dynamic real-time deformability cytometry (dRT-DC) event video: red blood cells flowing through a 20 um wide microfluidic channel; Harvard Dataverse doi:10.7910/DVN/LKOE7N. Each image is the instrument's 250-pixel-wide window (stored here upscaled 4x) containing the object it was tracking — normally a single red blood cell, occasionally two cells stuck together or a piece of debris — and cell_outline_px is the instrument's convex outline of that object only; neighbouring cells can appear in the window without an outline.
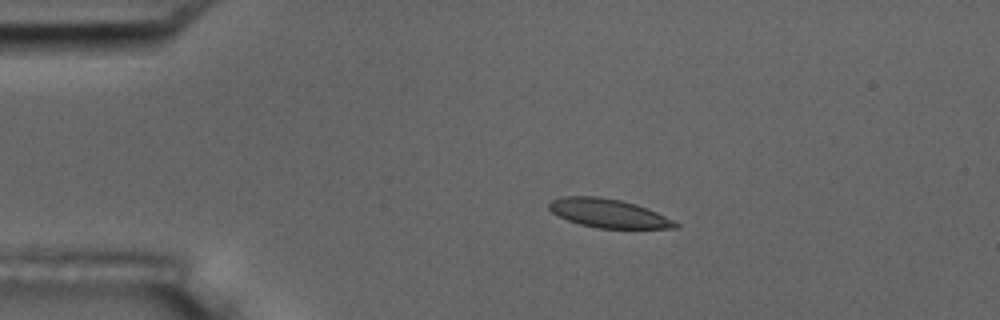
{"species": "common noctule bat (a hibernating species)", "species_latin": "Nyctalus noctula", "temperature_condition": "room temperature", "stored_images_in_passage": 5, "camera_frame_rate_fps": 3000, "um_per_image_px": 0.085, "animal": {"sex": "male", "body_mass_g": 17.5, "forearm_length_mm": 52.3}, "frame": {"image": 1, "passage_image": 3, "time_ms": 3.0, "image_size_px": [1000, 320], "cell_outline_px": [[680, 228], [596, 228], [580, 224], [568, 220], [552, 212], [548, 208], [548, 204], [552, 200], [564, 196], [600, 196], [620, 200], [636, 204], [648, 208], [680, 224]], "centroid_in_image_um": [51.72, 18.12], "position_along_channel_um": 33.3, "area_um2": 21.04}}
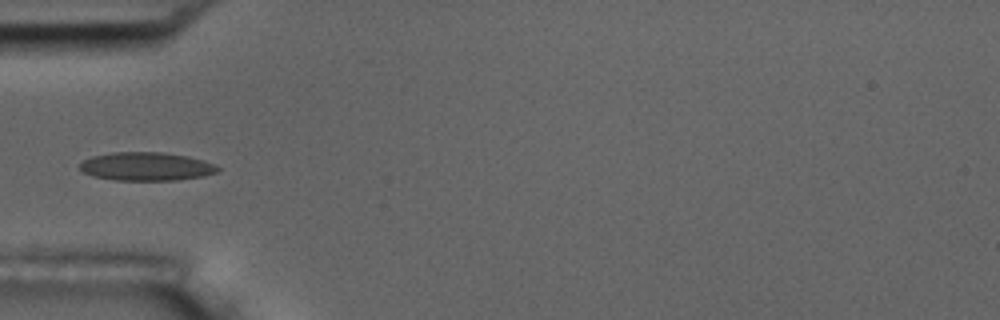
{"frame": {"image": 2, "passage_image": 5, "time_ms": 5.333, "image_size_px": [1000, 320], "cell_outline_px": [[220, 168], [216, 172], [204, 176], [176, 180], [116, 180], [92, 176], [84, 172], [80, 168], [80, 164], [84, 160], [92, 156], [112, 152], [160, 152], [188, 156], [204, 160]], "centroid_in_image_um": [12.43, 14.15], "position_along_channel_um": 72.6, "area_um2": 22.72}}